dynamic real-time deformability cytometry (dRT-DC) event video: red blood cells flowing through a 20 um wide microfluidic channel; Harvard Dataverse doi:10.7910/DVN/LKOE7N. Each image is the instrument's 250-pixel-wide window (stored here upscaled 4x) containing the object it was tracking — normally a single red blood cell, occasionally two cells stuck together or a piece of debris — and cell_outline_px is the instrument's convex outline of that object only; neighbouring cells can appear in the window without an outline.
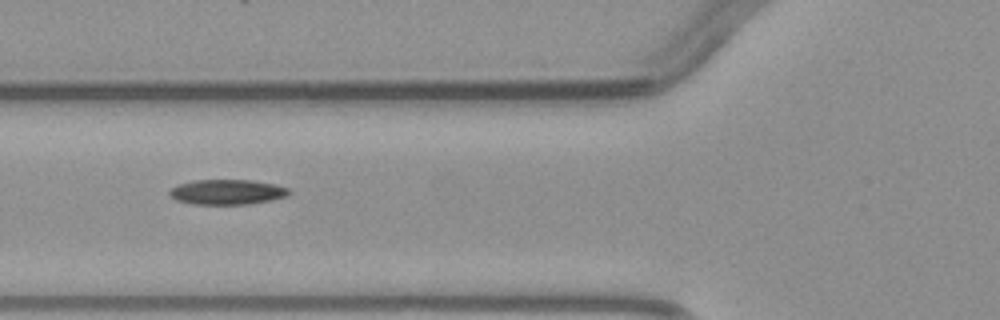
{"species": "common noctule bat (a hibernating species)", "species_latin": "Nyctalus noctula", "temperature_condition": "warm", "stored_images_in_passage": 5, "camera_frame_rate_fps": 3000, "um_per_image_px": 0.085, "animal": {"sex": "male", "body_mass_g": 23.1, "forearm_length_mm": 52.7}, "frame": {"image": 1, "passage_image": 4, "time_ms": 4.667, "image_size_px": [1000, 320], "cell_outline_px": [[292, 192], [288, 196], [272, 200], [248, 204], [192, 204], [176, 200], [168, 196], [168, 192], [172, 188], [180, 184], [192, 180], [252, 180], [272, 184], [288, 188]], "centroid_in_image_um": [19.3, 16.32], "position_along_channel_um": 106.5, "area_um2": 17.51}}
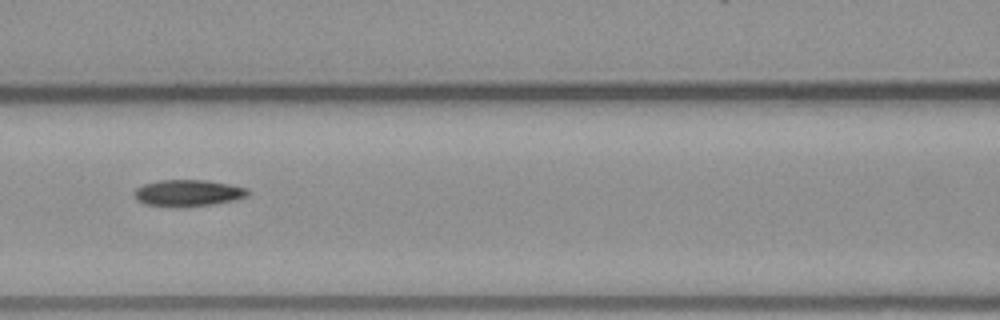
{"frame": {"image": 2, "passage_image": 5, "time_ms": 5.667, "image_size_px": [1000, 320], "cell_outline_px": [[248, 196], [236, 200], [212, 204], [144, 204], [136, 200], [132, 192], [136, 188], [144, 184], [160, 180], [204, 180], [228, 184], [248, 188]], "centroid_in_image_um": [15.99, 16.36], "position_along_channel_um": 150.6, "area_um2": 16.82}}